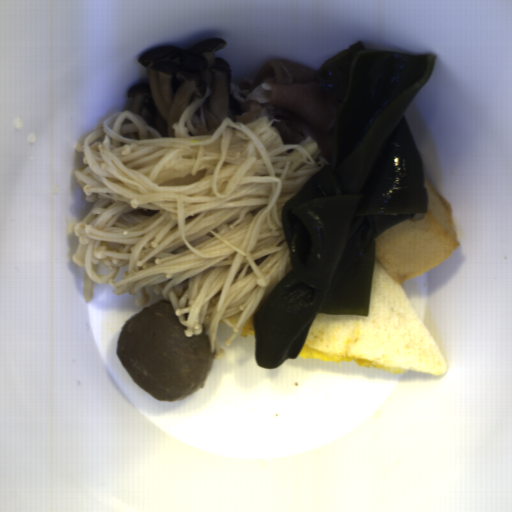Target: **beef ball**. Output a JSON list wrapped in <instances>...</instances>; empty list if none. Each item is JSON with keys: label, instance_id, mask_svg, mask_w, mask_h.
<instances>
[{"label": "beef ball", "instance_id": "1", "mask_svg": "<svg viewBox=\"0 0 512 512\" xmlns=\"http://www.w3.org/2000/svg\"><path fill=\"white\" fill-rule=\"evenodd\" d=\"M168 300L130 317L119 329L116 356L135 385L160 400L202 389L214 352L207 336H187Z\"/></svg>", "mask_w": 512, "mask_h": 512}]
</instances>
